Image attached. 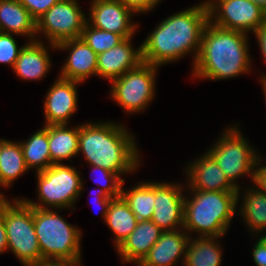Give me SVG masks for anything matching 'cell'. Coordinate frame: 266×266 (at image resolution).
<instances>
[{"label": "cell", "instance_id": "6da1fadb", "mask_svg": "<svg viewBox=\"0 0 266 266\" xmlns=\"http://www.w3.org/2000/svg\"><path fill=\"white\" fill-rule=\"evenodd\" d=\"M208 22L209 10L203 2L165 18L142 42L143 62L160 67L194 52V66Z\"/></svg>", "mask_w": 266, "mask_h": 266}, {"label": "cell", "instance_id": "7a4b0ae2", "mask_svg": "<svg viewBox=\"0 0 266 266\" xmlns=\"http://www.w3.org/2000/svg\"><path fill=\"white\" fill-rule=\"evenodd\" d=\"M134 138L120 123H84L79 125L78 155L82 152L90 166H99L119 176L130 174L141 160Z\"/></svg>", "mask_w": 266, "mask_h": 266}, {"label": "cell", "instance_id": "3957f363", "mask_svg": "<svg viewBox=\"0 0 266 266\" xmlns=\"http://www.w3.org/2000/svg\"><path fill=\"white\" fill-rule=\"evenodd\" d=\"M247 40L246 33L224 29L209 21L203 31L192 76L221 80L248 73L251 59Z\"/></svg>", "mask_w": 266, "mask_h": 266}, {"label": "cell", "instance_id": "277c9868", "mask_svg": "<svg viewBox=\"0 0 266 266\" xmlns=\"http://www.w3.org/2000/svg\"><path fill=\"white\" fill-rule=\"evenodd\" d=\"M189 191L192 198H184L183 231L190 237L193 231L199 237L225 235L237 210V192Z\"/></svg>", "mask_w": 266, "mask_h": 266}, {"label": "cell", "instance_id": "5b68a950", "mask_svg": "<svg viewBox=\"0 0 266 266\" xmlns=\"http://www.w3.org/2000/svg\"><path fill=\"white\" fill-rule=\"evenodd\" d=\"M35 233L42 261L81 260V231L51 209L33 207Z\"/></svg>", "mask_w": 266, "mask_h": 266}, {"label": "cell", "instance_id": "8992f818", "mask_svg": "<svg viewBox=\"0 0 266 266\" xmlns=\"http://www.w3.org/2000/svg\"><path fill=\"white\" fill-rule=\"evenodd\" d=\"M0 200V215L3 217L7 235L8 250L24 266H33L42 262V255L35 233L33 207L23 198Z\"/></svg>", "mask_w": 266, "mask_h": 266}, {"label": "cell", "instance_id": "52a82bcc", "mask_svg": "<svg viewBox=\"0 0 266 266\" xmlns=\"http://www.w3.org/2000/svg\"><path fill=\"white\" fill-rule=\"evenodd\" d=\"M37 192L40 202L23 200L31 207L40 209L74 208V203L81 196L83 180L76 168L65 164H52L49 168L35 173ZM63 208V209H62Z\"/></svg>", "mask_w": 266, "mask_h": 266}, {"label": "cell", "instance_id": "ba28073f", "mask_svg": "<svg viewBox=\"0 0 266 266\" xmlns=\"http://www.w3.org/2000/svg\"><path fill=\"white\" fill-rule=\"evenodd\" d=\"M238 126H230L220 136L219 140L207 150L220 169L225 173L229 182L237 188V204L241 190L236 179L243 175L251 176L254 181V172L260 155L249 145L240 133Z\"/></svg>", "mask_w": 266, "mask_h": 266}, {"label": "cell", "instance_id": "9c48e42d", "mask_svg": "<svg viewBox=\"0 0 266 266\" xmlns=\"http://www.w3.org/2000/svg\"><path fill=\"white\" fill-rule=\"evenodd\" d=\"M159 66L142 62L111 82L110 96L128 113L148 107L155 96V78Z\"/></svg>", "mask_w": 266, "mask_h": 266}, {"label": "cell", "instance_id": "30bf717a", "mask_svg": "<svg viewBox=\"0 0 266 266\" xmlns=\"http://www.w3.org/2000/svg\"><path fill=\"white\" fill-rule=\"evenodd\" d=\"M80 9L77 0L55 3L36 21V34H44L55 50L60 42L81 38L87 16Z\"/></svg>", "mask_w": 266, "mask_h": 266}, {"label": "cell", "instance_id": "8fae6325", "mask_svg": "<svg viewBox=\"0 0 266 266\" xmlns=\"http://www.w3.org/2000/svg\"><path fill=\"white\" fill-rule=\"evenodd\" d=\"M209 21L215 26L240 31L254 32L266 21V11L250 0H206Z\"/></svg>", "mask_w": 266, "mask_h": 266}, {"label": "cell", "instance_id": "7c38bea8", "mask_svg": "<svg viewBox=\"0 0 266 266\" xmlns=\"http://www.w3.org/2000/svg\"><path fill=\"white\" fill-rule=\"evenodd\" d=\"M87 23L101 30L121 35L124 39L133 37L137 27L131 17L136 13L121 0H92Z\"/></svg>", "mask_w": 266, "mask_h": 266}, {"label": "cell", "instance_id": "4fadbf2b", "mask_svg": "<svg viewBox=\"0 0 266 266\" xmlns=\"http://www.w3.org/2000/svg\"><path fill=\"white\" fill-rule=\"evenodd\" d=\"M182 190L180 183L155 182V202L151 221L162 231L183 228L185 196Z\"/></svg>", "mask_w": 266, "mask_h": 266}, {"label": "cell", "instance_id": "5bb4252c", "mask_svg": "<svg viewBox=\"0 0 266 266\" xmlns=\"http://www.w3.org/2000/svg\"><path fill=\"white\" fill-rule=\"evenodd\" d=\"M78 81L58 77L44 100L45 125L68 124L77 110Z\"/></svg>", "mask_w": 266, "mask_h": 266}, {"label": "cell", "instance_id": "9a60e30c", "mask_svg": "<svg viewBox=\"0 0 266 266\" xmlns=\"http://www.w3.org/2000/svg\"><path fill=\"white\" fill-rule=\"evenodd\" d=\"M56 49L70 50L59 77L83 83L89 76H97L98 54L82 38L60 42Z\"/></svg>", "mask_w": 266, "mask_h": 266}, {"label": "cell", "instance_id": "2e32d148", "mask_svg": "<svg viewBox=\"0 0 266 266\" xmlns=\"http://www.w3.org/2000/svg\"><path fill=\"white\" fill-rule=\"evenodd\" d=\"M131 38H125L115 47L98 54L97 76L112 82L143 62L141 44L137 49L133 48Z\"/></svg>", "mask_w": 266, "mask_h": 266}, {"label": "cell", "instance_id": "e0dca14e", "mask_svg": "<svg viewBox=\"0 0 266 266\" xmlns=\"http://www.w3.org/2000/svg\"><path fill=\"white\" fill-rule=\"evenodd\" d=\"M189 189L195 191L237 192L215 160L206 152L186 167Z\"/></svg>", "mask_w": 266, "mask_h": 266}, {"label": "cell", "instance_id": "ac0fdd59", "mask_svg": "<svg viewBox=\"0 0 266 266\" xmlns=\"http://www.w3.org/2000/svg\"><path fill=\"white\" fill-rule=\"evenodd\" d=\"M189 238L186 231L178 229L163 231L155 245L137 266H174L181 258L184 263Z\"/></svg>", "mask_w": 266, "mask_h": 266}, {"label": "cell", "instance_id": "d6986e66", "mask_svg": "<svg viewBox=\"0 0 266 266\" xmlns=\"http://www.w3.org/2000/svg\"><path fill=\"white\" fill-rule=\"evenodd\" d=\"M163 231L151 220L138 221L136 228L117 248L122 262L139 264Z\"/></svg>", "mask_w": 266, "mask_h": 266}, {"label": "cell", "instance_id": "ffe728a7", "mask_svg": "<svg viewBox=\"0 0 266 266\" xmlns=\"http://www.w3.org/2000/svg\"><path fill=\"white\" fill-rule=\"evenodd\" d=\"M39 39L23 45L13 67L14 72L23 80H40L51 67L48 46Z\"/></svg>", "mask_w": 266, "mask_h": 266}, {"label": "cell", "instance_id": "44dd1931", "mask_svg": "<svg viewBox=\"0 0 266 266\" xmlns=\"http://www.w3.org/2000/svg\"><path fill=\"white\" fill-rule=\"evenodd\" d=\"M0 32L27 36L30 42L38 37L36 20L19 0H0Z\"/></svg>", "mask_w": 266, "mask_h": 266}, {"label": "cell", "instance_id": "7402d4cb", "mask_svg": "<svg viewBox=\"0 0 266 266\" xmlns=\"http://www.w3.org/2000/svg\"><path fill=\"white\" fill-rule=\"evenodd\" d=\"M49 152L52 164H61V161L78 154L79 126L69 129L68 124L47 125Z\"/></svg>", "mask_w": 266, "mask_h": 266}, {"label": "cell", "instance_id": "603a6c76", "mask_svg": "<svg viewBox=\"0 0 266 266\" xmlns=\"http://www.w3.org/2000/svg\"><path fill=\"white\" fill-rule=\"evenodd\" d=\"M105 222L115 235L113 241L117 249L136 228L138 220L130 210L128 204L120 196L112 199L105 217Z\"/></svg>", "mask_w": 266, "mask_h": 266}, {"label": "cell", "instance_id": "cb8c5ba5", "mask_svg": "<svg viewBox=\"0 0 266 266\" xmlns=\"http://www.w3.org/2000/svg\"><path fill=\"white\" fill-rule=\"evenodd\" d=\"M220 237L189 238L183 266H220L222 248L217 240Z\"/></svg>", "mask_w": 266, "mask_h": 266}, {"label": "cell", "instance_id": "d4e9b609", "mask_svg": "<svg viewBox=\"0 0 266 266\" xmlns=\"http://www.w3.org/2000/svg\"><path fill=\"white\" fill-rule=\"evenodd\" d=\"M26 167L20 141L12 142L0 139V179L4 188L12 185L20 175L26 173Z\"/></svg>", "mask_w": 266, "mask_h": 266}, {"label": "cell", "instance_id": "484cf974", "mask_svg": "<svg viewBox=\"0 0 266 266\" xmlns=\"http://www.w3.org/2000/svg\"><path fill=\"white\" fill-rule=\"evenodd\" d=\"M20 144L28 169L35 168L36 172H40L52 165L48 146L47 125H44L42 129L31 135L27 141L20 142Z\"/></svg>", "mask_w": 266, "mask_h": 266}, {"label": "cell", "instance_id": "4316f807", "mask_svg": "<svg viewBox=\"0 0 266 266\" xmlns=\"http://www.w3.org/2000/svg\"><path fill=\"white\" fill-rule=\"evenodd\" d=\"M120 196L138 221L151 220L155 202V182H141L129 191L121 188Z\"/></svg>", "mask_w": 266, "mask_h": 266}, {"label": "cell", "instance_id": "83f0119b", "mask_svg": "<svg viewBox=\"0 0 266 266\" xmlns=\"http://www.w3.org/2000/svg\"><path fill=\"white\" fill-rule=\"evenodd\" d=\"M252 188L250 187L244 193L243 204L239 212L245 220V225L249 227V231L259 234L266 230V194L256 187Z\"/></svg>", "mask_w": 266, "mask_h": 266}, {"label": "cell", "instance_id": "f1b7e54d", "mask_svg": "<svg viewBox=\"0 0 266 266\" xmlns=\"http://www.w3.org/2000/svg\"><path fill=\"white\" fill-rule=\"evenodd\" d=\"M81 38L96 54L103 53L124 40L121 35L92 27L87 22L84 25Z\"/></svg>", "mask_w": 266, "mask_h": 266}, {"label": "cell", "instance_id": "f546056e", "mask_svg": "<svg viewBox=\"0 0 266 266\" xmlns=\"http://www.w3.org/2000/svg\"><path fill=\"white\" fill-rule=\"evenodd\" d=\"M91 167H93V172H100L99 177H96L94 181L96 180L97 184L102 186L101 189L104 190L111 198L120 197L121 188L125 182V179H121L117 173L99 166L93 165Z\"/></svg>", "mask_w": 266, "mask_h": 266}, {"label": "cell", "instance_id": "4dcf8cb0", "mask_svg": "<svg viewBox=\"0 0 266 266\" xmlns=\"http://www.w3.org/2000/svg\"><path fill=\"white\" fill-rule=\"evenodd\" d=\"M23 46L18 45L13 38V34L0 32V63L14 67Z\"/></svg>", "mask_w": 266, "mask_h": 266}, {"label": "cell", "instance_id": "1f68e13d", "mask_svg": "<svg viewBox=\"0 0 266 266\" xmlns=\"http://www.w3.org/2000/svg\"><path fill=\"white\" fill-rule=\"evenodd\" d=\"M61 0H19V2L29 11L31 16L37 21L55 3Z\"/></svg>", "mask_w": 266, "mask_h": 266}, {"label": "cell", "instance_id": "d6a6232c", "mask_svg": "<svg viewBox=\"0 0 266 266\" xmlns=\"http://www.w3.org/2000/svg\"><path fill=\"white\" fill-rule=\"evenodd\" d=\"M126 6L133 9L136 13H147L152 11L161 0H121Z\"/></svg>", "mask_w": 266, "mask_h": 266}, {"label": "cell", "instance_id": "836d02e7", "mask_svg": "<svg viewBox=\"0 0 266 266\" xmlns=\"http://www.w3.org/2000/svg\"><path fill=\"white\" fill-rule=\"evenodd\" d=\"M252 251L255 265L266 266V235L263 234L262 237L258 238Z\"/></svg>", "mask_w": 266, "mask_h": 266}, {"label": "cell", "instance_id": "e575fe53", "mask_svg": "<svg viewBox=\"0 0 266 266\" xmlns=\"http://www.w3.org/2000/svg\"><path fill=\"white\" fill-rule=\"evenodd\" d=\"M261 159L260 157L257 160L256 163V169L254 172V185L258 188L261 192L266 194V166L260 164ZM258 166V167H257ZM260 166V167H259Z\"/></svg>", "mask_w": 266, "mask_h": 266}, {"label": "cell", "instance_id": "d590c367", "mask_svg": "<svg viewBox=\"0 0 266 266\" xmlns=\"http://www.w3.org/2000/svg\"><path fill=\"white\" fill-rule=\"evenodd\" d=\"M96 193V197L94 199V202L97 203L99 206H101L102 208H100L102 211H101V214H102V217L105 221V217H106V214L108 212V208H109V205L112 201L113 198H111L104 190H102L101 188L96 190L95 191ZM95 195V194H94Z\"/></svg>", "mask_w": 266, "mask_h": 266}, {"label": "cell", "instance_id": "8d00e7d4", "mask_svg": "<svg viewBox=\"0 0 266 266\" xmlns=\"http://www.w3.org/2000/svg\"><path fill=\"white\" fill-rule=\"evenodd\" d=\"M253 34L257 38V42L259 44L261 53L264 57V61L266 62V21L260 25Z\"/></svg>", "mask_w": 266, "mask_h": 266}, {"label": "cell", "instance_id": "74e56055", "mask_svg": "<svg viewBox=\"0 0 266 266\" xmlns=\"http://www.w3.org/2000/svg\"><path fill=\"white\" fill-rule=\"evenodd\" d=\"M81 260L77 261H42L39 264L33 266H80Z\"/></svg>", "mask_w": 266, "mask_h": 266}, {"label": "cell", "instance_id": "f35d334b", "mask_svg": "<svg viewBox=\"0 0 266 266\" xmlns=\"http://www.w3.org/2000/svg\"><path fill=\"white\" fill-rule=\"evenodd\" d=\"M8 250L7 235L3 217L0 215V254Z\"/></svg>", "mask_w": 266, "mask_h": 266}, {"label": "cell", "instance_id": "ab89813d", "mask_svg": "<svg viewBox=\"0 0 266 266\" xmlns=\"http://www.w3.org/2000/svg\"><path fill=\"white\" fill-rule=\"evenodd\" d=\"M252 3L260 6L263 10L266 11V0H250Z\"/></svg>", "mask_w": 266, "mask_h": 266}, {"label": "cell", "instance_id": "60d3db41", "mask_svg": "<svg viewBox=\"0 0 266 266\" xmlns=\"http://www.w3.org/2000/svg\"><path fill=\"white\" fill-rule=\"evenodd\" d=\"M261 75L262 76L260 77V82L262 83L264 96H265V103H266V74H261Z\"/></svg>", "mask_w": 266, "mask_h": 266}, {"label": "cell", "instance_id": "b9f144b4", "mask_svg": "<svg viewBox=\"0 0 266 266\" xmlns=\"http://www.w3.org/2000/svg\"><path fill=\"white\" fill-rule=\"evenodd\" d=\"M0 185L2 186V187H4L2 184H1V179H0ZM1 199H7L1 192H0V200Z\"/></svg>", "mask_w": 266, "mask_h": 266}]
</instances>
